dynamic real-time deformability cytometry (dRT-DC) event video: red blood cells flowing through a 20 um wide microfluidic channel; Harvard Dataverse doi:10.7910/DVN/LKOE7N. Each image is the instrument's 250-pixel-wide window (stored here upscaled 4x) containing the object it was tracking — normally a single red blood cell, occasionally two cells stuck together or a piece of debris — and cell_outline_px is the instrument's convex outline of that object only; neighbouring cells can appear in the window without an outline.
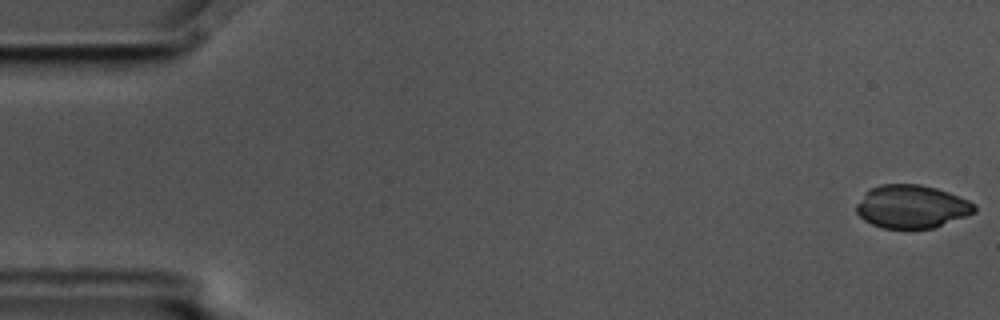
{"species": "common noctule bat (a hibernating species)", "species_latin": "Nyctalus noctula", "temperature_condition": "cold", "stored_images_in_passage": 6, "camera_frame_rate_fps": 3000, "um_per_image_px": 0.085, "animal": {"sex": "male", "body_mass_g": 17.5, "forearm_length_mm": 52.3}, "frame": {"image": 1, "passage_image": 1, "time_ms": 0.0, "image_size_px": [1000, 320], "cell_outline_px": [[976, 212], [932, 228], [884, 228], [872, 224], [864, 220], [856, 212], [856, 204], [864, 192], [868, 188], [880, 184], [920, 184], [936, 188], [948, 192], [968, 200], [976, 204]], "centroid_in_image_um": [77.46, 17.54], "position_along_channel_um": 7.5, "area_um2": 29.71}}